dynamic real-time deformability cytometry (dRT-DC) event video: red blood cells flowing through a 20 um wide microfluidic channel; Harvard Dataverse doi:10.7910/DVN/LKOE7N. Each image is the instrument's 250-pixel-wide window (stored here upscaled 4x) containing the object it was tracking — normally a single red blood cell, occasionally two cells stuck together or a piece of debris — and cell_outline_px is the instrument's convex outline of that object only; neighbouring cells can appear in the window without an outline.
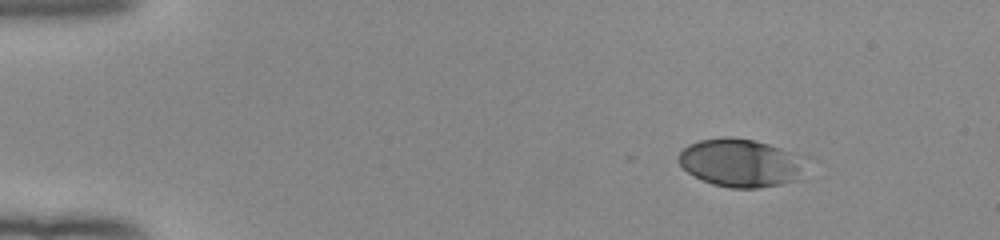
{"species": "human", "species_latin": "Homo sapiens", "temperature_condition": "room temperature", "stored_images_in_passage": 46, "camera_frame_rate_fps": 3000, "um_per_image_px": 0.085, "donor": {"sex": "female"}, "frame": {"image": 1, "passage_image": 1, "time_ms": 0.0, "image_size_px": [1000, 240], "cell_outline_px": [[816, 156], [800, 180], [760, 188], [732, 188], [712, 184], [688, 172], [676, 160], [676, 156], [688, 144], [700, 140], [724, 136], [728, 136], [756, 140]], "centroid_in_image_um": [63.18, 13.82], "position_along_channel_um": 21.8, "area_um2": 37.51}}
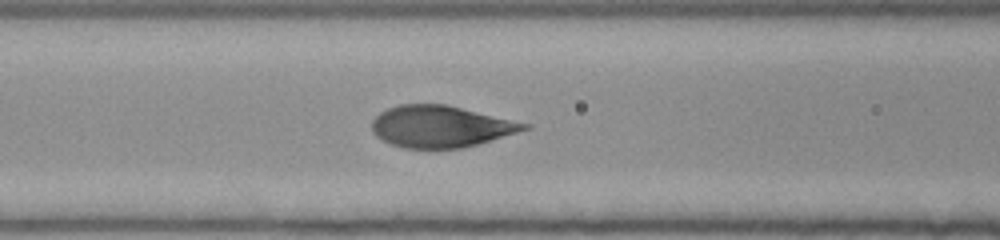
{"frame": {"image": 2, "passage_image": 17, "time_ms": 5.333, "image_size_px": [1000, 240], "cell_outline_px": [[532, 124], [528, 128], [516, 132], [464, 148], [404, 148], [392, 144], [376, 136], [372, 132], [372, 120], [380, 112], [388, 108], [400, 104], [448, 104]], "centroid_in_image_um": [37.45, 10.74], "position_along_channel_um": 129.2, "area_um2": 36.88}}
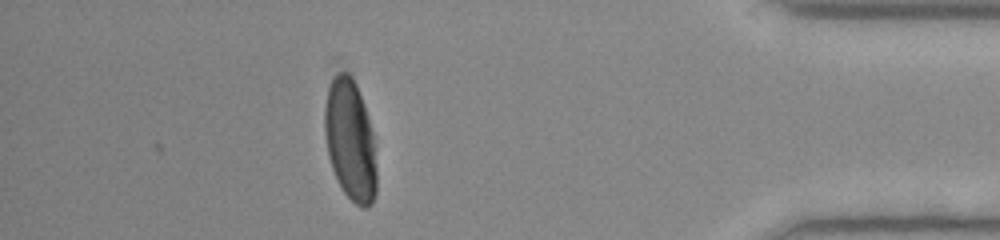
{"frame": {"image": 3, "passage_image": 41, "time_ms": 13.333, "image_size_px": [1000, 240], "cell_outline_px": [[376, 192], [372, 204], [368, 208], [360, 208], [344, 192], [336, 180], [328, 156], [324, 132], [324, 108], [328, 88], [336, 72], [348, 72], [352, 76], [356, 84], [364, 104], [372, 132], [376, 168]], "centroid_in_image_um": [29.75, 11.93], "position_along_channel_um": 405.4, "area_um2": 36.7}, "authors_computed_cell_mechanics": {"area_um2": 37.3099, "velocity_mm_per_s": 3.9466, "shape_relaxation_time_tau1_ms": 3.0853, "shape_relaxation_time_tau2_ms": null, "deformation_change_tau1": 0.2056, "deformation_change_tau2": null}}